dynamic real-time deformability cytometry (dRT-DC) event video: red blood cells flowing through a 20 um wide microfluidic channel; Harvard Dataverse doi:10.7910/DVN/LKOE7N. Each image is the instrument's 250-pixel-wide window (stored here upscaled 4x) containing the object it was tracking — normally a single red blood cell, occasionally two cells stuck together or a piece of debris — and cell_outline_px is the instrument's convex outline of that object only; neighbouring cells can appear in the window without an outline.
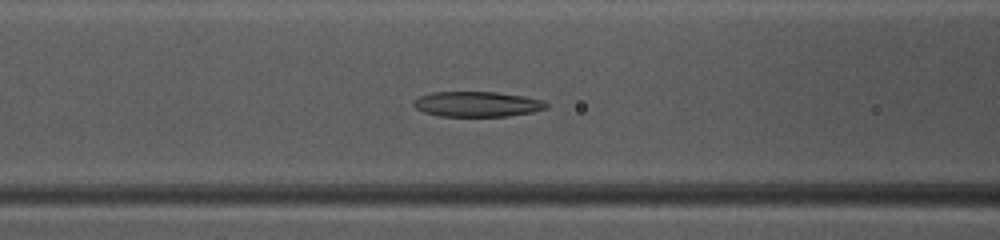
{"species": "common noctule bat (a hibernating species)", "species_latin": "Nyctalus noctula", "temperature_condition": "warm", "stored_images_in_passage": 38, "camera_frame_rate_fps": 3000, "um_per_image_px": 0.085, "animal": {"sex": "female", "body_mass_g": 10.0, "forearm_length_mm": 53.1}, "frame": {"image": 1, "passage_image": 10, "time_ms": 3.0, "image_size_px": [1000, 240], "cell_outline_px": [[548, 108], [532, 112], [508, 116], [440, 116], [424, 112], [416, 108], [412, 104], [412, 100], [420, 96], [432, 92], [496, 92], [524, 96], [544, 100], [548, 104]], "centroid_in_image_um": [40.56, 8.85], "position_along_channel_um": 126.0, "area_um2": 19.59}}
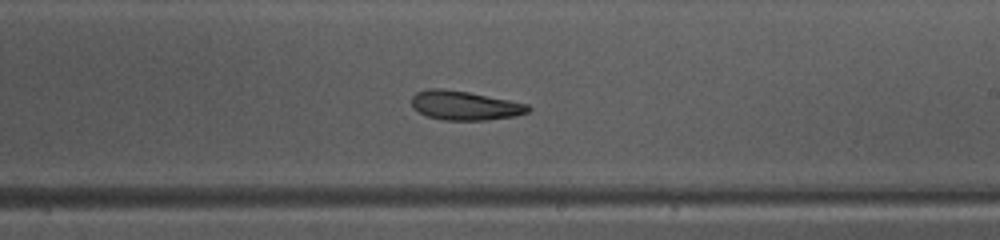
{"frame": {"image": 2, "passage_image": 19, "time_ms": 6.0, "image_size_px": [1000, 240], "cell_outline_px": [[532, 108], [528, 112], [516, 116], [488, 120], [444, 120], [428, 116], [412, 108], [412, 96], [416, 92], [428, 88], [444, 88], [468, 92], [528, 104]], "centroid_in_image_um": [39.5, 8.96], "position_along_channel_um": 249.5, "area_um2": 19.83}}
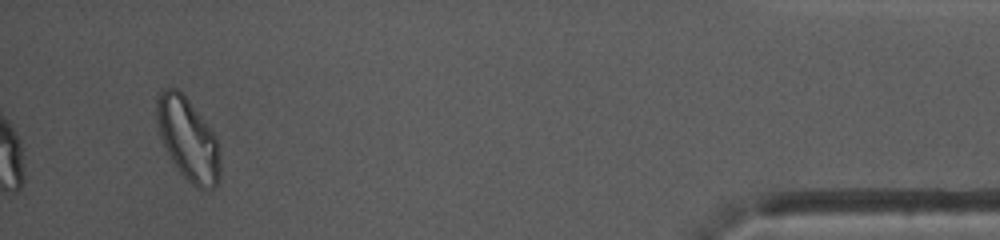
{"frame": {"image": 3, "passage_image": 36, "time_ms": 11.667, "image_size_px": [1000, 240], "cell_outline_px": [[220, 176], [216, 188], [200, 192], [180, 172], [172, 160], [160, 136], [156, 124], [156, 100], [160, 92], [164, 88], [176, 88], [188, 100], [216, 136], [220, 160]], "centroid_in_image_um": [15.99, 11.88], "position_along_channel_um": 419.2, "area_um2": 30.4}, "authors_computed_cell_mechanics": {"area_um2": 20.3745, "velocity_mm_per_s": 4.1177, "shape_relaxation_time_tau1_ms": 5.32, "shape_relaxation_time_tau2_ms": 5.2877, "deformation_change_tau1": 0.1526, "deformation_change_tau2": 0.1529}}